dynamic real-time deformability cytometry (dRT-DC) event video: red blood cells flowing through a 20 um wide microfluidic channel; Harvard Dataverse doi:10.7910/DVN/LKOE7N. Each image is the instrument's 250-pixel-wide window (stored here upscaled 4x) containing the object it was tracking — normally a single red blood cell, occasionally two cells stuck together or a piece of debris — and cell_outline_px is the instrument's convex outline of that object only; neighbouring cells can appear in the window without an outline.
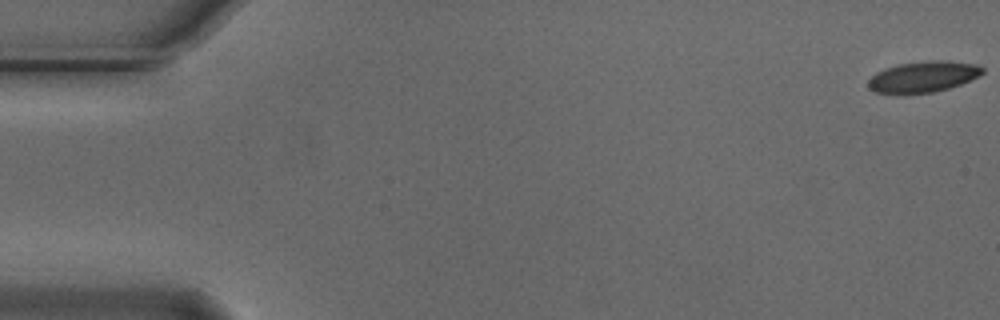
{"species": "Egyptian fruit bat (a non-hibernating species)", "species_latin": "Rousettus aegyptiacus", "temperature_condition": "cold", "stored_images_in_passage": 56, "camera_frame_rate_fps": 3000, "um_per_image_px": 0.085, "animal": {"sex": "male"}, "frame": {"image": 1, "passage_image": 1, "time_ms": 0.0, "image_size_px": [1000, 320], "cell_outline_px": [[984, 72], [980, 76], [960, 84], [948, 88], [932, 92], [904, 96], [896, 96], [876, 92], [868, 88], [868, 80], [876, 72], [900, 64], [928, 60], [948, 60], [976, 64], [984, 68]], "centroid_in_image_um": [78.45, 6.55], "position_along_channel_um": 6.5, "area_um2": 21.15}}
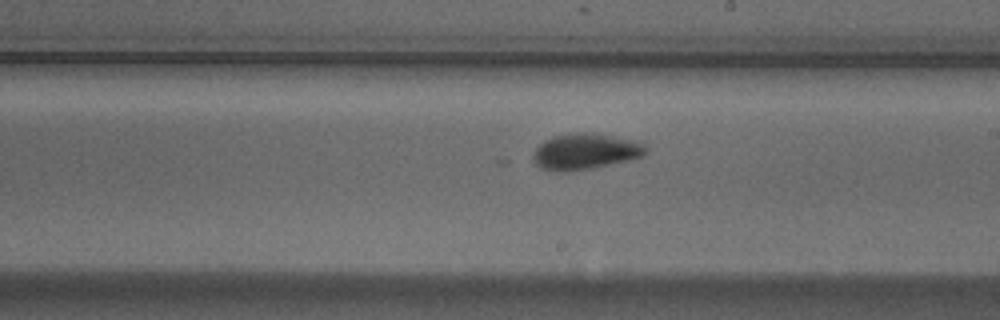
{"frame": {"image": 2, "passage_image": 32, "time_ms": 10.333, "image_size_px": [1000, 320], "cell_outline_px": [[648, 152], [644, 156], [628, 160], [592, 168], [564, 172], [540, 168], [532, 160], [532, 156], [536, 148], [544, 140], [552, 136], [576, 132], [592, 132], [640, 140], [648, 148]], "centroid_in_image_um": [49.79, 12.85], "position_along_channel_um": 239.2, "area_um2": 24.04}}
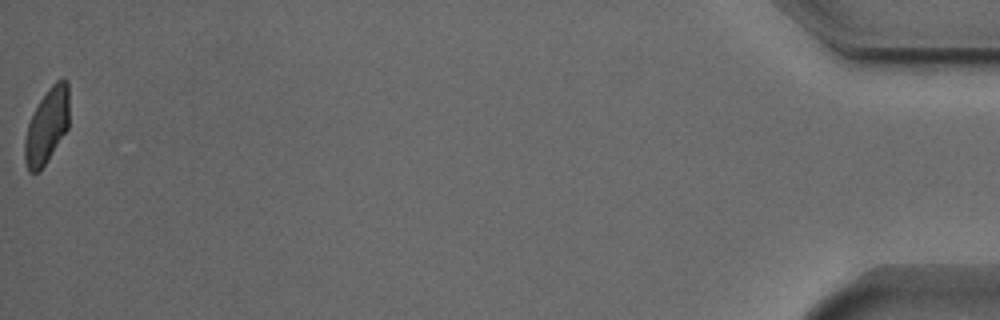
{"frame": {"image": 3, "passage_image": 56, "time_ms": 18.333, "image_size_px": [1000, 320], "cell_outline_px": [[68, 128], [48, 160], [40, 172], [28, 172], [24, 160], [24, 140], [28, 124], [40, 100], [48, 88], [56, 80], [68, 80]], "centroid_in_image_um": [3.97, 10.74], "position_along_channel_um": 431.2, "area_um2": 19.36}, "authors_computed_cell_mechanics": {"area_um2": 21.5883, "velocity_mm_per_s": 3.6979, "shape_relaxation_time_tau1_ms": 3.5576, "shape_relaxation_time_tau2_ms": 1.7144, "deformation_change_tau1": 0.135, "deformation_change_tau2": 0.0419}}